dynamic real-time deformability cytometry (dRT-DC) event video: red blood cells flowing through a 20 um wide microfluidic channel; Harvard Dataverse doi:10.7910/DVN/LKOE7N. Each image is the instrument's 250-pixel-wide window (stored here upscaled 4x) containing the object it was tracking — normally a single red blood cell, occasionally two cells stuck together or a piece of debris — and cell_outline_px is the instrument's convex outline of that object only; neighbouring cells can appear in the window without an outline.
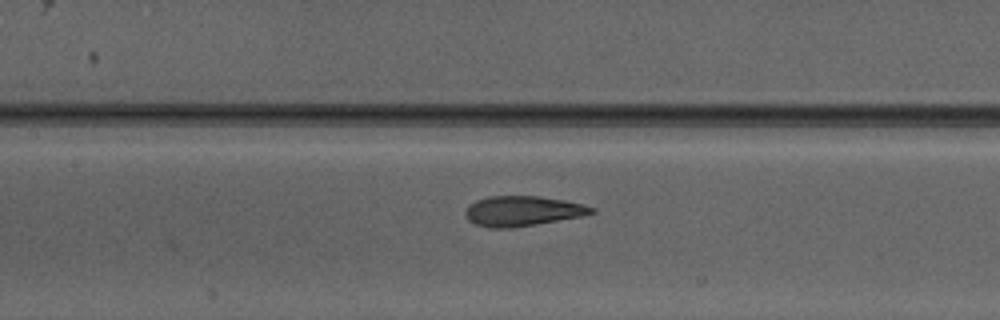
{"species": "Egyptian fruit bat (a non-hibernating species)", "species_latin": "Rousettus aegyptiacus", "temperature_condition": "warm", "stored_images_in_passage": 24, "camera_frame_rate_fps": 3000, "um_per_image_px": 0.085, "animal": {"sex": "male"}, "frame": {"image": 1, "passage_image": 24, "time_ms": 7.667, "image_size_px": [1000, 320], "cell_outline_px": [[596, 212], [580, 216], [536, 224], [512, 228], [488, 228], [476, 224], [468, 220], [464, 212], [468, 204], [476, 200], [488, 196], [540, 196], [564, 200], [584, 204], [596, 208]], "centroid_in_image_um": [44.39, 17.93], "position_along_channel_um": 163.0, "area_um2": 22.2}}